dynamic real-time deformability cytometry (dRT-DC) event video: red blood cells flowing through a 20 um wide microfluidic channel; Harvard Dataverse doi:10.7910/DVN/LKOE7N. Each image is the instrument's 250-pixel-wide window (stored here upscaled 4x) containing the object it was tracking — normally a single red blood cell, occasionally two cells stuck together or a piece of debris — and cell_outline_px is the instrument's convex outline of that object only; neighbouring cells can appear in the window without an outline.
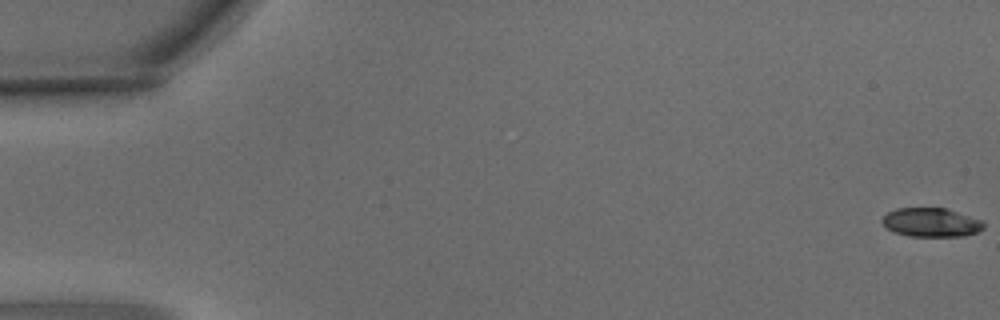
{"species": "common noctule bat (a hibernating species)", "species_latin": "Nyctalus noctula", "temperature_condition": "warm", "stored_images_in_passage": 6, "camera_frame_rate_fps": 3000, "um_per_image_px": 0.085, "animal": {"sex": "male", "body_mass_g": 15.6}, "frame": {"image": 1, "passage_image": 1, "time_ms": 0.0, "image_size_px": [1000, 320], "cell_outline_px": [[984, 228], [980, 232], [964, 236], [908, 236], [896, 232], [888, 228], [880, 220], [888, 212], [896, 208], [948, 208], [984, 220]], "centroid_in_image_um": [79.22, 18.9], "position_along_channel_um": 5.8, "area_um2": 17.28}}
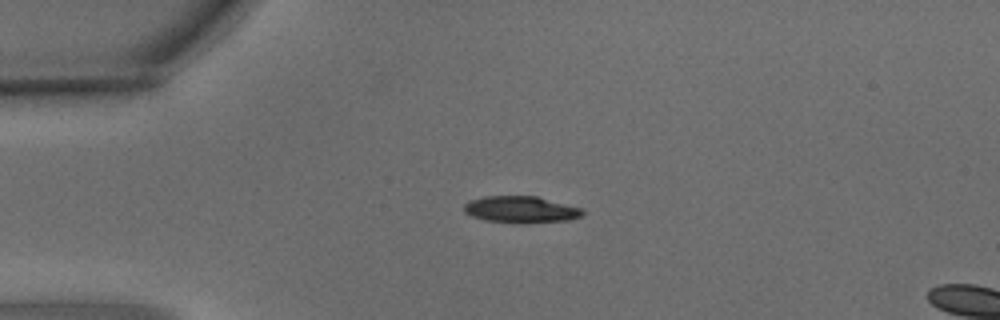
{"frame": {"image": 2, "passage_image": 5, "time_ms": 1.333, "image_size_px": [1000, 320], "cell_outline_px": [[584, 212], [580, 216], [568, 220], [516, 224], [484, 220], [472, 216], [464, 212], [464, 204], [468, 200], [484, 196], [536, 196], [584, 208]], "centroid_in_image_um": [44.26, 17.81], "position_along_channel_um": 40.7, "area_um2": 18.67}}